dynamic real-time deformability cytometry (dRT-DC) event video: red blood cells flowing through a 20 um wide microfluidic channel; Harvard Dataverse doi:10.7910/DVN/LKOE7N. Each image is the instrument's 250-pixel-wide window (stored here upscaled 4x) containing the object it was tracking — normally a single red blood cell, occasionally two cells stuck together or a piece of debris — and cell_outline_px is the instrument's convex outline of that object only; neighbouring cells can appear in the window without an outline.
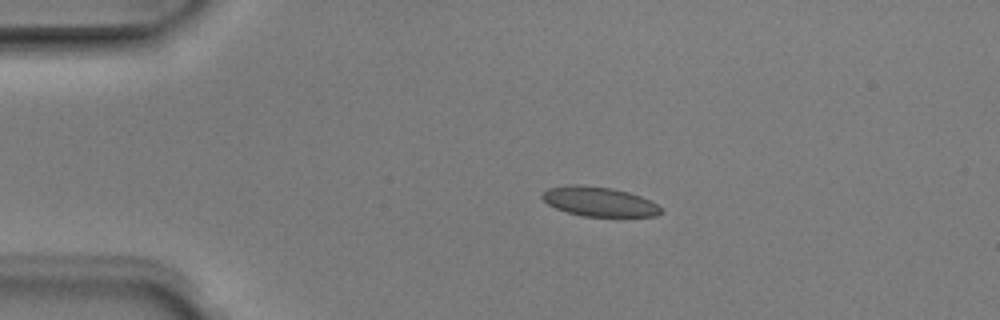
{"species": "Egyptian fruit bat (a non-hibernating species)", "species_latin": "Rousettus aegyptiacus", "temperature_condition": "room temperature", "stored_images_in_passage": 2, "camera_frame_rate_fps": 3000, "um_per_image_px": 0.085, "animal": {"sex": "male"}, "frame": {"image": 1, "passage_image": 1, "time_ms": 0.0, "image_size_px": [1000, 320], "cell_outline_px": [[660, 212], [656, 216], [584, 216], [568, 212], [556, 208], [548, 204], [540, 196], [548, 188], [568, 184], [580, 184], [612, 188], [628, 192], [640, 196], [656, 204], [660, 208]], "centroid_in_image_um": [50.87, 17.12], "position_along_channel_um": 34.1, "area_um2": 20.17}}